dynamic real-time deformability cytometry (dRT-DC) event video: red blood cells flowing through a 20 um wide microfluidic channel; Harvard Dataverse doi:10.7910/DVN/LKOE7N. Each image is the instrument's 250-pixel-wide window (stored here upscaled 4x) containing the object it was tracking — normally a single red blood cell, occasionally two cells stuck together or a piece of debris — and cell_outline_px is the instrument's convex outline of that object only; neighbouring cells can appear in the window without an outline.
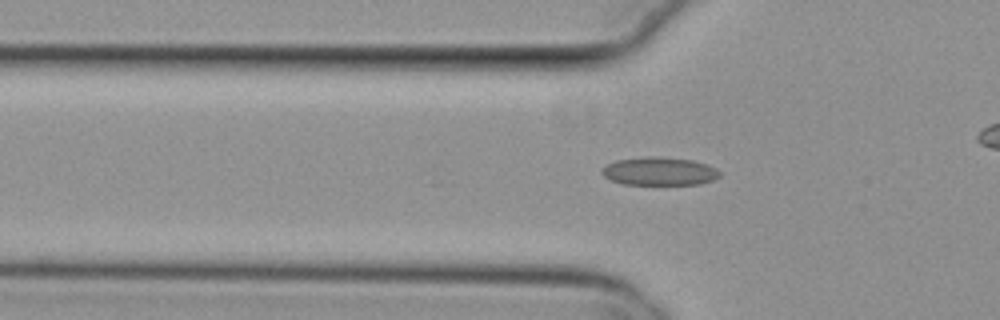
{"species": "common noctule bat (a hibernating species)", "species_latin": "Nyctalus noctula", "temperature_condition": "cold", "stored_images_in_passage": 30, "camera_frame_rate_fps": 3000, "um_per_image_px": 0.085, "animal": {"sex": "female", "body_mass_g": 29.2, "forearm_length_mm": 56.3}, "frame": {"image": 1, "passage_image": 8, "time_ms": 2.333, "image_size_px": [1000, 320], "cell_outline_px": [[720, 176], [712, 180], [700, 184], [624, 184], [612, 180], [604, 176], [600, 172], [608, 164], [616, 160], [648, 156], [692, 160], [708, 164], [716, 168], [720, 172]], "centroid_in_image_um": [56.07, 14.56], "position_along_channel_um": 69.7, "area_um2": 19.13}}
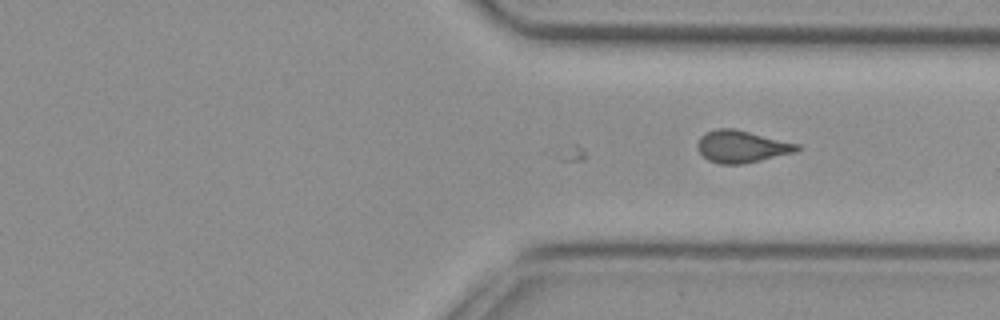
{"frame": {"image": 2, "passage_image": 30, "time_ms": 9.667, "image_size_px": [1000, 320], "cell_outline_px": [[800, 148], [796, 152], [744, 164], [720, 164], [708, 160], [696, 148], [696, 144], [700, 136], [704, 132], [716, 128], [732, 128], [800, 144]], "centroid_in_image_um": [63.01, 12.45], "position_along_channel_um": 348.4, "area_um2": 18.73}}